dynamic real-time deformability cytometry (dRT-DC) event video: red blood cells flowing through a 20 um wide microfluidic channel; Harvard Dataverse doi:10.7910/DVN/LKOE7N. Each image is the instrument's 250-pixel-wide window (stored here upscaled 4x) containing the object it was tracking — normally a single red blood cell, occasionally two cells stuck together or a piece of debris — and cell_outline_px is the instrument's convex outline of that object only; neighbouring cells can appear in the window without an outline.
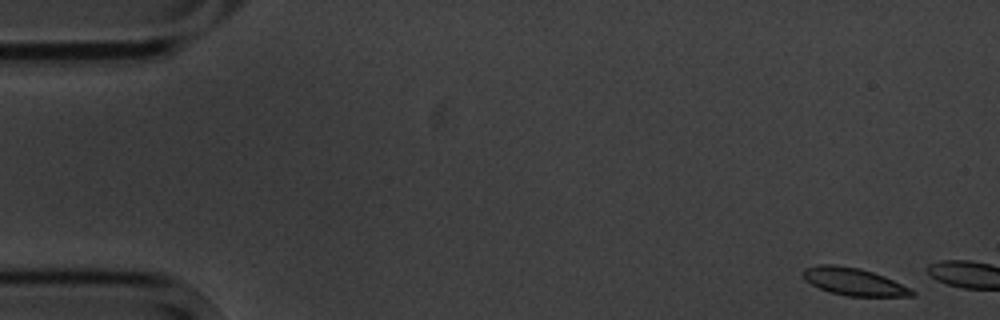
{"species": "common noctule bat (a hibernating species)", "species_latin": "Nyctalus noctula", "temperature_condition": "cold", "stored_images_in_passage": 2, "camera_frame_rate_fps": 3000, "um_per_image_px": 0.085, "animal": {"sex": "male", "body_mass_g": 20.1, "forearm_length_mm": 53.5}, "frame": {"image": 1, "passage_image": 1, "time_ms": 0.0, "image_size_px": [1000, 320], "cell_outline_px": [[916, 296], [848, 296], [828, 292], [804, 280], [804, 268], [820, 264], [832, 264], [860, 268], [884, 276], [916, 292]], "centroid_in_image_um": [72.55, 23.94], "position_along_channel_um": 12.4, "area_um2": 17.22}}